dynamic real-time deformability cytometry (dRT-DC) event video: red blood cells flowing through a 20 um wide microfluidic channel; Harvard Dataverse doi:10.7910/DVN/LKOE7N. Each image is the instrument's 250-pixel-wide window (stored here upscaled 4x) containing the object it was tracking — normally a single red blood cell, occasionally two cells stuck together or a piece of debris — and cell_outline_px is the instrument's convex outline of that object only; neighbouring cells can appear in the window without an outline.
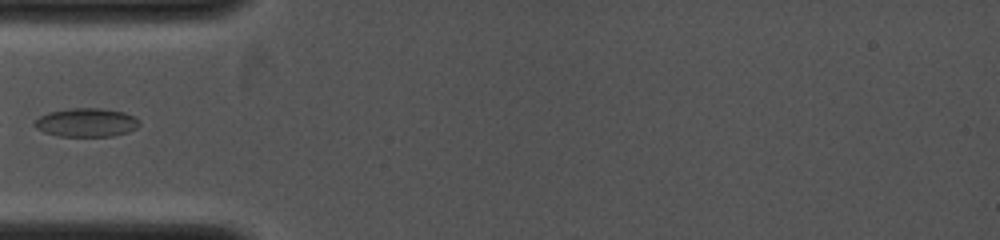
{"species": "common noctule bat (a hibernating species)", "species_latin": "Nyctalus noctula", "temperature_condition": "cold", "stored_images_in_passage": 15, "camera_frame_rate_fps": 4000, "um_per_image_px": 0.085, "animal": {"sex": "female", "body_mass_g": 19.0, "forearm_length_mm": 53.3}, "frame": {"image": 1, "passage_image": 1, "time_ms": 0.0, "image_size_px": [1000, 240], "cell_outline_px": [[140, 124], [136, 128], [128, 132], [112, 136], [60, 136], [44, 132], [36, 128], [32, 124], [40, 116], [48, 112], [68, 108], [100, 108], [124, 112], [136, 116], [140, 120]], "centroid_in_image_um": [7.36, 10.4], "position_along_channel_um": 77.6, "area_um2": 17.63}}
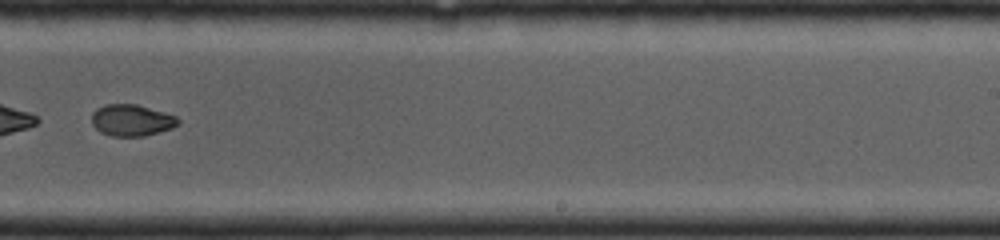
{"frame": {"image": 2, "passage_image": 13, "time_ms": 4.0, "image_size_px": [1000, 240], "cell_outline_px": [[180, 124], [172, 128], [144, 136], [112, 136], [100, 132], [92, 124], [92, 112], [96, 108], [104, 104], [136, 104], [176, 116], [180, 120]], "centroid_in_image_um": [11.17, 10.22], "position_along_channel_um": 277.8, "area_um2": 15.9}}